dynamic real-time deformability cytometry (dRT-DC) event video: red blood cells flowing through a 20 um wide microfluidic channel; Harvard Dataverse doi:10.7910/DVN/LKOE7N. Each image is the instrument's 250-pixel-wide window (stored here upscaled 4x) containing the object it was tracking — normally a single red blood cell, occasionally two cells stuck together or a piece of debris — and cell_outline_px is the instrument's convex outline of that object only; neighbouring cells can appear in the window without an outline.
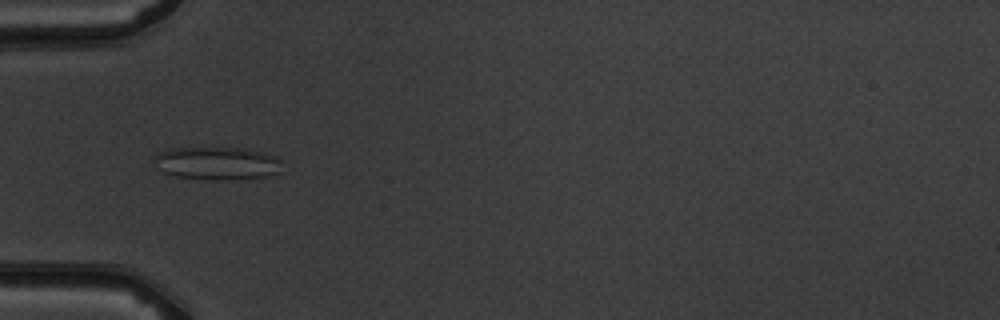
{"species": "common noctule bat (a hibernating species)", "species_latin": "Nyctalus noctula", "temperature_condition": "warm", "stored_images_in_passage": 5, "camera_frame_rate_fps": 3000, "um_per_image_px": 0.085, "animal": {"sex": "male", "body_mass_g": 19.5, "forearm_length_mm": 54.6}, "frame": {"image": 1, "passage_image": 5, "time_ms": 5.333, "image_size_px": [1000, 320], "cell_outline_px": [[280, 172], [268, 176], [228, 180], [212, 180], [176, 176], [164, 172], [156, 168], [152, 156], [168, 148], [236, 148], [260, 152], [276, 156], [280, 160]], "centroid_in_image_um": [18.4, 13.88], "position_along_channel_um": 66.6, "area_um2": 24.57}}